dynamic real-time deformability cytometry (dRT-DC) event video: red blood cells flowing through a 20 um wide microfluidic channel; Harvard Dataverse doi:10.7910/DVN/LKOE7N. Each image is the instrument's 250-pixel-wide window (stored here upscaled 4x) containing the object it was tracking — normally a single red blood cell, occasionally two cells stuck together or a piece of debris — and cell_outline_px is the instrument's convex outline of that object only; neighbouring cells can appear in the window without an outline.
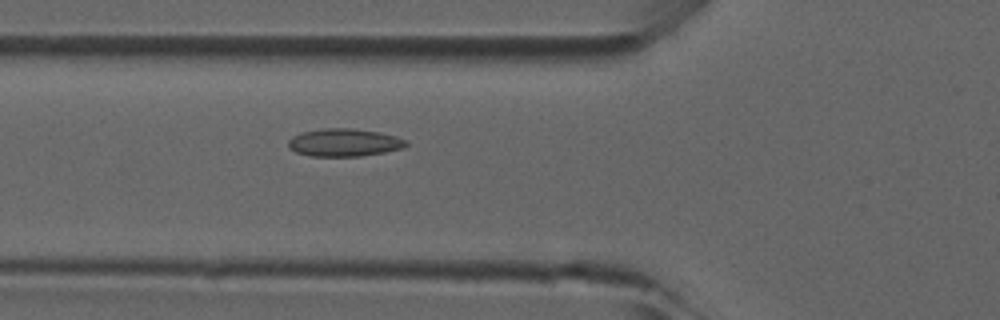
{"species": "common noctule bat (a hibernating species)", "species_latin": "Nyctalus noctula", "temperature_condition": "room temperature", "stored_images_in_passage": 44, "camera_frame_rate_fps": 3000, "um_per_image_px": 0.085, "animal": {"sex": "male", "forearm_length_mm": 52.5}, "frame": {"image": 1, "passage_image": 13, "time_ms": 4.0, "image_size_px": [1000, 320], "cell_outline_px": [[408, 144], [404, 148], [384, 152], [360, 156], [308, 156], [296, 152], [288, 148], [288, 140], [292, 136], [300, 132], [324, 128], [352, 128], [380, 132], [396, 136], [408, 140]], "centroid_in_image_um": [29.25, 12.11], "position_along_channel_um": 96.6, "area_um2": 19.31}}